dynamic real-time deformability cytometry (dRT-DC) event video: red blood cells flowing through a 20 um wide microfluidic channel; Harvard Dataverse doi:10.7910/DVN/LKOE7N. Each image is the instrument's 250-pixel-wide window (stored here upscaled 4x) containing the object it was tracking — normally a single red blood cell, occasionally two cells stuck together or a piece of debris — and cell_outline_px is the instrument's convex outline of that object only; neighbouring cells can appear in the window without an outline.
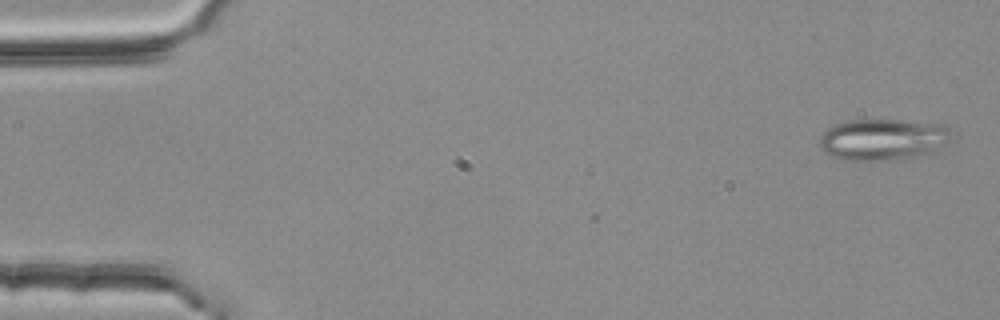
{"species": "common noctule bat (a hibernating species)", "species_latin": "Nyctalus noctula", "temperature_condition": "room temperature", "stored_images_in_passage": 9, "camera_frame_rate_fps": 3000, "um_per_image_px": 0.085, "animal": {"sex": "female", "body_mass_g": 25.1}, "frame": {"image": 1, "passage_image": 2, "time_ms": 0.333, "image_size_px": [1000, 320], "cell_outline_px": [[956, 132], [948, 140], [932, 152], [916, 156], [888, 160], [840, 160], [824, 152], [820, 148], [820, 136], [828, 128], [836, 124], [848, 120], [900, 120], [944, 124]], "centroid_in_image_um": [75.06, 11.84], "position_along_channel_um": 9.9, "area_um2": 31.91}}